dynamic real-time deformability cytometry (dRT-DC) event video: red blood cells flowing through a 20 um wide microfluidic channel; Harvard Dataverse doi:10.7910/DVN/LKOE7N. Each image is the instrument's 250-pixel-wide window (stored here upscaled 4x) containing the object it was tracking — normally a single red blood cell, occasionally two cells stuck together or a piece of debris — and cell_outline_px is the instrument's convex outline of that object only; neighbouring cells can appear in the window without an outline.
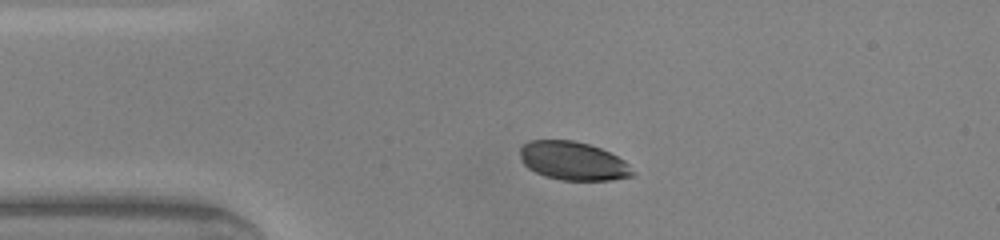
{"species": "common noctule bat (a hibernating species)", "species_latin": "Nyctalus noctula", "temperature_condition": "warm", "stored_images_in_passage": 38, "camera_frame_rate_fps": 3000, "um_per_image_px": 0.085, "animal": {"sex": "male", "body_mass_g": 20.0, "forearm_length_mm": 53.3}, "frame": {"image": 1, "passage_image": 1, "time_ms": 0.0, "image_size_px": [1000, 240], "cell_outline_px": [[636, 172], [632, 176], [612, 180], [560, 180], [544, 176], [528, 168], [520, 160], [520, 148], [524, 144], [532, 140], [572, 140], [588, 144], [600, 148], [624, 160]], "centroid_in_image_um": [48.71, 13.69], "position_along_channel_um": 36.3, "area_um2": 25.26}}
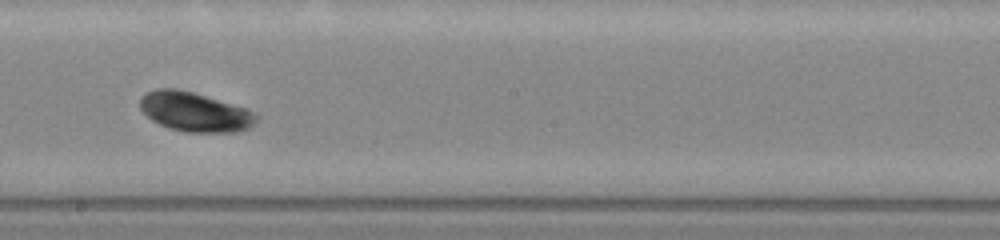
{"frame": {"image": 2, "passage_image": 17, "time_ms": 5.333, "image_size_px": [1000, 240], "cell_outline_px": [[256, 120], [248, 128], [236, 132], [184, 132], [168, 128], [152, 120], [140, 108], [140, 96], [156, 88], [176, 88], [192, 92], [248, 108], [256, 116]], "centroid_in_image_um": [16.53, 9.5], "position_along_channel_um": 231.7, "area_um2": 26.59}}
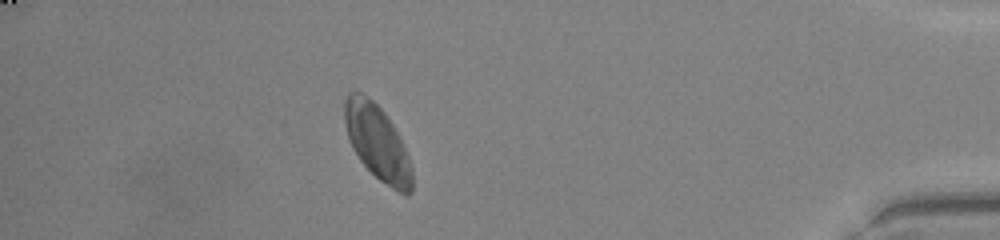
{"frame": {"image": 3, "passage_image": 33, "time_ms": 10.667, "image_size_px": [1000, 240], "cell_outline_px": [[412, 192], [408, 196], [404, 196], [396, 192], [380, 180], [360, 160], [352, 148], [344, 124], [344, 100], [348, 92], [360, 92], [368, 96], [384, 112], [392, 124], [408, 156], [412, 168]], "centroid_in_image_um": [32.07, 12.13], "position_along_channel_um": 403.1, "area_um2": 29.42}, "authors_computed_cell_mechanics": {"area_um2": 26.5591, "velocity_mm_per_s": 4.1928, "shape_relaxation_time_tau1_ms": 2.2145, "shape_relaxation_time_tau2_ms": null, "deformation_change_tau1": 0.0623, "deformation_change_tau2": null}}